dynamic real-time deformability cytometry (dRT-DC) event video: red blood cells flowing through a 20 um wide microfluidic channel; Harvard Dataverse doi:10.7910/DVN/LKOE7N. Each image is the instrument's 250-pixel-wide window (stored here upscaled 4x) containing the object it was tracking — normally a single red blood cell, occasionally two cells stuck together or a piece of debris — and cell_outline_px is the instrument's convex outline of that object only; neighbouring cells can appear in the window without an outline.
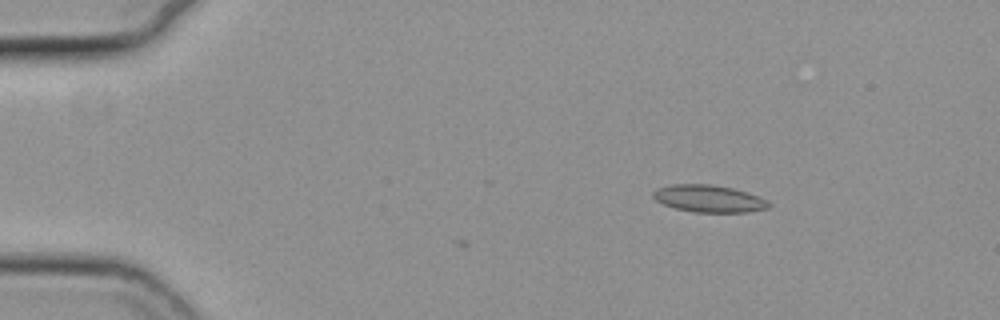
{"species": "common noctule bat (a hibernating species)", "species_latin": "Nyctalus noctula", "temperature_condition": "cold", "stored_images_in_passage": 3, "camera_frame_rate_fps": 3000, "um_per_image_px": 0.085, "animal": {"sex": "female", "body_mass_g": 19.3, "forearm_length_mm": 54.1}, "frame": {"image": 1, "passage_image": 3, "time_ms": 0.667, "image_size_px": [1000, 320], "cell_outline_px": [[772, 204], [768, 208], [748, 212], [692, 212], [676, 208], [664, 204], [656, 200], [652, 196], [652, 192], [656, 188], [672, 184], [712, 184], [732, 188], [748, 192], [768, 200]], "centroid_in_image_um": [60.26, 16.88], "position_along_channel_um": 24.7, "area_um2": 18.44}}